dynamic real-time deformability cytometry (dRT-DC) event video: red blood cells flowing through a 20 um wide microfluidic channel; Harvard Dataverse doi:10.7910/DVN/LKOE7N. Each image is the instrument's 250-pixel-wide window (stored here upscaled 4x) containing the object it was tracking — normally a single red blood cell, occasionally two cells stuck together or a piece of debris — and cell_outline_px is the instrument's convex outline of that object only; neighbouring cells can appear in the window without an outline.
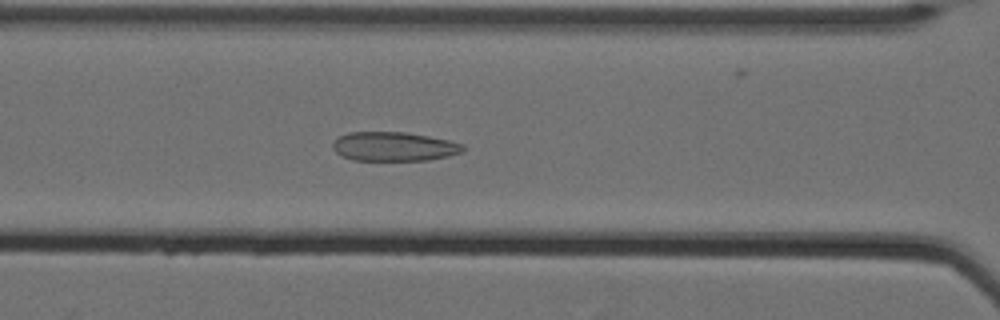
{"species": "Egyptian fruit bat (a non-hibernating species)", "species_latin": "Rousettus aegyptiacus", "temperature_condition": "cold", "stored_images_in_passage": 63, "camera_frame_rate_fps": 3000, "um_per_image_px": 0.085, "animal": {"sex": "female"}, "frame": {"image": 1, "passage_image": 31, "time_ms": 10.0, "image_size_px": [1000, 320], "cell_outline_px": [[464, 152], [448, 156], [428, 160], [352, 160], [340, 156], [332, 148], [332, 144], [340, 136], [348, 132], [404, 132], [428, 136], [448, 140], [464, 144]], "centroid_in_image_um": [33.48, 12.46], "position_along_channel_um": 133.1, "area_um2": 22.14}}
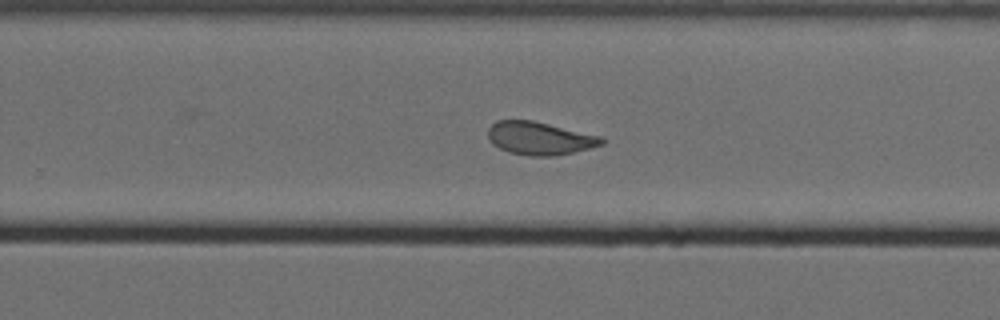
{"frame": {"image": 2, "passage_image": 44, "time_ms": 14.333, "image_size_px": [1000, 320], "cell_outline_px": [[604, 144], [556, 156], [528, 156], [508, 152], [492, 144], [488, 136], [488, 128], [496, 120], [532, 120], [604, 136]], "centroid_in_image_um": [45.88, 11.75], "position_along_channel_um": 283.9, "area_um2": 22.02}}
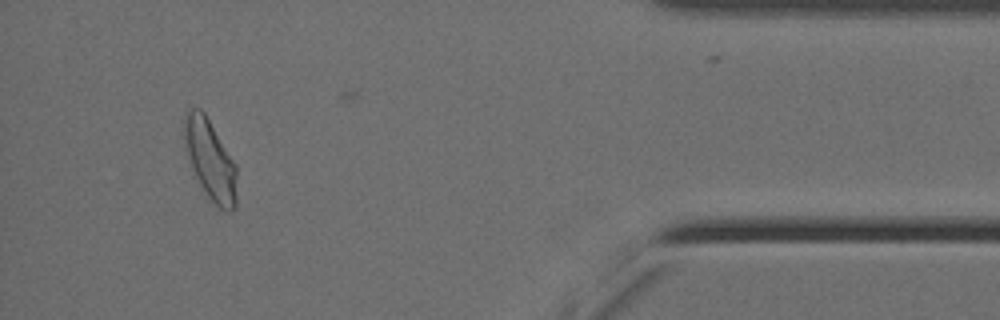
{"frame": {"image": 3, "passage_image": 59, "time_ms": 19.333, "image_size_px": [1000, 320], "cell_outline_px": [[236, 204], [232, 212], [224, 212], [208, 196], [200, 184], [192, 168], [188, 156], [184, 140], [184, 112], [192, 108], [200, 108], [204, 112], [236, 164]], "centroid_in_image_um": [17.88, 13.58], "position_along_channel_um": 417.3, "area_um2": 24.28}, "authors_computed_cell_mechanics": {"area_um2": 24.3916, "velocity_mm_per_s": 3.4852, "shape_relaxation_time_tau1_ms": null, "shape_relaxation_time_tau2_ms": 1.6369, "deformation_change_tau1": null, "deformation_change_tau2": 0.0917}}